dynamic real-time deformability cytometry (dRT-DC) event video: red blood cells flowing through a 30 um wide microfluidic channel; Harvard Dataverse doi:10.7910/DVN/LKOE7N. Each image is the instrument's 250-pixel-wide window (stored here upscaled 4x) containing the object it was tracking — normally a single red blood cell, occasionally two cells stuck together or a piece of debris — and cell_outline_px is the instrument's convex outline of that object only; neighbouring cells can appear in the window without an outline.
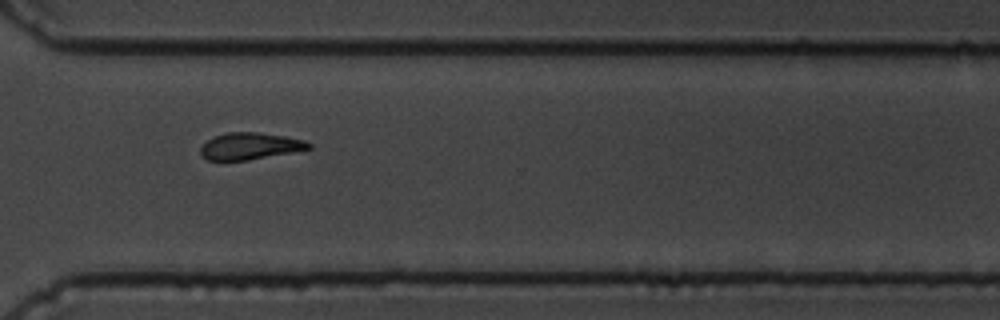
{"species": "common noctule bat (a hibernating species)", "species_latin": "Nyctalus noctula", "temperature_condition": "cold", "stored_images_in_passage": 17, "camera_frame_rate_fps": 3000, "um_per_image_px": 0.085, "animal": {"sex": "male", "body_mass_g": 19.5, "forearm_length_mm": 54.6}, "frame": {"image": 1, "passage_image": 13, "time_ms": 4.0, "image_size_px": [1000, 320], "cell_outline_px": [[312, 148], [292, 152], [248, 160], [208, 160], [200, 156], [200, 148], [208, 140], [216, 136], [228, 132], [256, 132], [284, 136], [304, 140], [312, 144]], "centroid_in_image_um": [21.24, 12.42], "position_along_channel_um": 349.4, "area_um2": 16.76}}
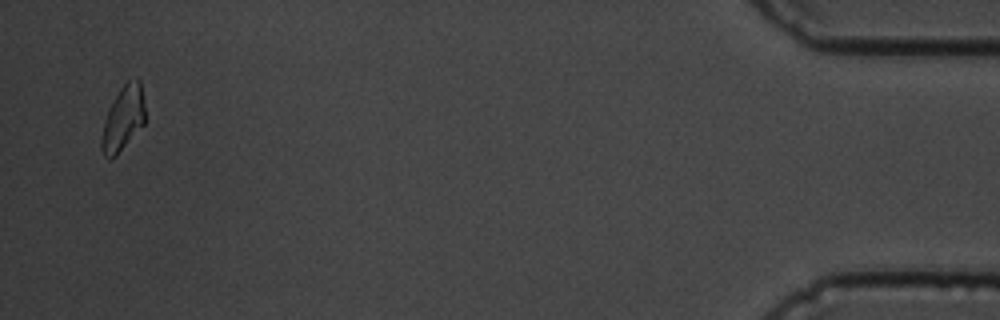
{"frame": {"image": 2, "passage_image": 17, "time_ms": 5.333, "image_size_px": [1000, 320], "cell_outline_px": [[144, 124], [116, 156], [112, 160], [108, 160], [104, 156], [100, 148], [100, 140], [104, 120], [120, 88], [128, 80], [136, 76], [140, 80], [144, 100]], "centroid_in_image_um": [10.45, 10.09], "position_along_channel_um": 424.7, "area_um2": 16.47}}